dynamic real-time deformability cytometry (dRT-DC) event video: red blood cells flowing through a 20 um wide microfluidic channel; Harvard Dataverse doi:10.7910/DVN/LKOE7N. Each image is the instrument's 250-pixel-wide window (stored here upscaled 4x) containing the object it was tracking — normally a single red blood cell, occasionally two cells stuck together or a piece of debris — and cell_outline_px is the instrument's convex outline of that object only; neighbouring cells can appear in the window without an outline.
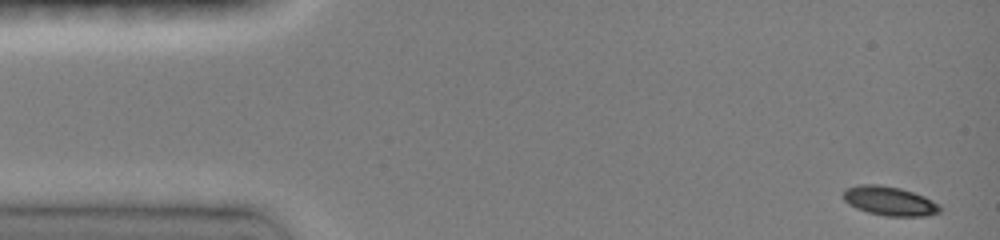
{"species": "common noctule bat (a hibernating species)", "species_latin": "Nyctalus noctula", "temperature_condition": "room temperature", "stored_images_in_passage": 70, "camera_frame_rate_fps": 3000, "um_per_image_px": 0.085, "animal": {"sex": "female", "body_mass_g": 19.0, "forearm_length_mm": 51.5}, "frame": {"image": 1, "passage_image": 1, "time_ms": 0.0, "image_size_px": [1000, 240], "cell_outline_px": [[940, 212], [924, 216], [884, 216], [868, 212], [856, 208], [848, 204], [844, 200], [844, 192], [848, 188], [860, 184], [880, 184], [900, 188], [924, 196], [940, 204]], "centroid_in_image_um": [75.62, 17.08], "position_along_channel_um": 9.4, "area_um2": 16.36}}
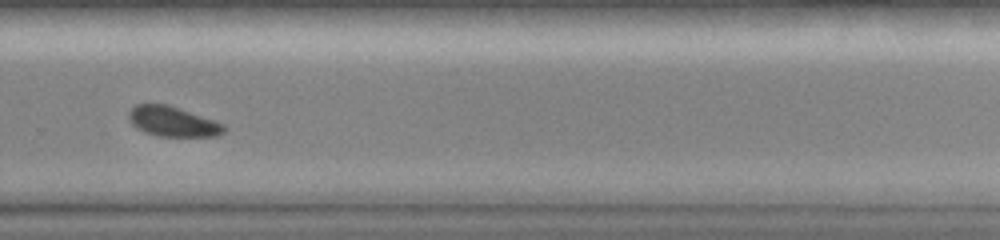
{"frame": {"image": 2, "passage_image": 50, "time_ms": 10.333, "image_size_px": [1000, 240], "cell_outline_px": [[228, 128], [224, 132], [216, 136], [160, 136], [144, 132], [136, 128], [128, 120], [128, 112], [136, 104], [168, 104], [180, 108], [224, 124]], "centroid_in_image_um": [14.67, 10.33], "position_along_channel_um": 315.1, "area_um2": 16.7}}
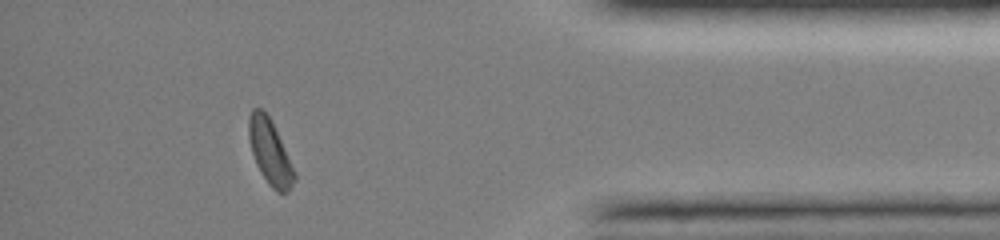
{"frame": {"image": 3, "passage_image": 62, "time_ms": 13.333, "image_size_px": [1000, 240], "cell_outline_px": [[296, 180], [288, 192], [276, 192], [268, 184], [260, 172], [256, 164], [252, 152], [248, 136], [248, 116], [252, 108], [260, 108], [272, 120], [296, 172]], "centroid_in_image_um": [22.95, 12.93], "position_along_channel_um": 412.2, "area_um2": 17.46}, "authors_computed_cell_mechanics": {"area_um2": 17.1666, "velocity_mm_per_s": 4.0689, "shape_relaxation_time_tau1_ms": 2.7417, "shape_relaxation_time_tau2_ms": null, "deformation_change_tau1": 0.064, "deformation_change_tau2": null}}